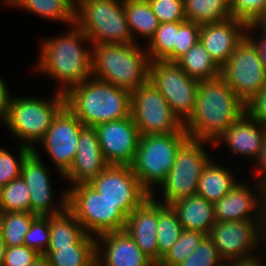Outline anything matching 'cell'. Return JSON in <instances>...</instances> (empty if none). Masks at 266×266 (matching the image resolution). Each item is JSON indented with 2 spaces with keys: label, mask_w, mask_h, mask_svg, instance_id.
Masks as SVG:
<instances>
[{
  "label": "cell",
  "mask_w": 266,
  "mask_h": 266,
  "mask_svg": "<svg viewBox=\"0 0 266 266\" xmlns=\"http://www.w3.org/2000/svg\"><path fill=\"white\" fill-rule=\"evenodd\" d=\"M224 266H244L241 262H227Z\"/></svg>",
  "instance_id": "51"
},
{
  "label": "cell",
  "mask_w": 266,
  "mask_h": 266,
  "mask_svg": "<svg viewBox=\"0 0 266 266\" xmlns=\"http://www.w3.org/2000/svg\"><path fill=\"white\" fill-rule=\"evenodd\" d=\"M176 63L189 77L198 81L212 80L221 76V68L214 62L200 40Z\"/></svg>",
  "instance_id": "30"
},
{
  "label": "cell",
  "mask_w": 266,
  "mask_h": 266,
  "mask_svg": "<svg viewBox=\"0 0 266 266\" xmlns=\"http://www.w3.org/2000/svg\"><path fill=\"white\" fill-rule=\"evenodd\" d=\"M246 112L245 103L219 76L199 81L195 108L184 124L188 138L214 142Z\"/></svg>",
  "instance_id": "2"
},
{
  "label": "cell",
  "mask_w": 266,
  "mask_h": 266,
  "mask_svg": "<svg viewBox=\"0 0 266 266\" xmlns=\"http://www.w3.org/2000/svg\"><path fill=\"white\" fill-rule=\"evenodd\" d=\"M17 158L10 151L0 146V186L7 185L10 181L21 177L22 164L32 152L29 147L19 144Z\"/></svg>",
  "instance_id": "37"
},
{
  "label": "cell",
  "mask_w": 266,
  "mask_h": 266,
  "mask_svg": "<svg viewBox=\"0 0 266 266\" xmlns=\"http://www.w3.org/2000/svg\"><path fill=\"white\" fill-rule=\"evenodd\" d=\"M85 234L81 223L66 208L63 212L50 216V236L46 251L75 245Z\"/></svg>",
  "instance_id": "29"
},
{
  "label": "cell",
  "mask_w": 266,
  "mask_h": 266,
  "mask_svg": "<svg viewBox=\"0 0 266 266\" xmlns=\"http://www.w3.org/2000/svg\"><path fill=\"white\" fill-rule=\"evenodd\" d=\"M7 7L23 9L57 23L75 24V8L67 0H4Z\"/></svg>",
  "instance_id": "27"
},
{
  "label": "cell",
  "mask_w": 266,
  "mask_h": 266,
  "mask_svg": "<svg viewBox=\"0 0 266 266\" xmlns=\"http://www.w3.org/2000/svg\"><path fill=\"white\" fill-rule=\"evenodd\" d=\"M5 249H6V246H5V242L3 240L2 232L0 229V266H2L3 264Z\"/></svg>",
  "instance_id": "50"
},
{
  "label": "cell",
  "mask_w": 266,
  "mask_h": 266,
  "mask_svg": "<svg viewBox=\"0 0 266 266\" xmlns=\"http://www.w3.org/2000/svg\"><path fill=\"white\" fill-rule=\"evenodd\" d=\"M38 150L34 147L25 158L21 169V177L26 182L30 193L31 212L37 216L57 215L67 208V187L58 195L60 198L55 197L56 190H53L55 188L51 182L49 168L42 161ZM55 198L59 199V202Z\"/></svg>",
  "instance_id": "15"
},
{
  "label": "cell",
  "mask_w": 266,
  "mask_h": 266,
  "mask_svg": "<svg viewBox=\"0 0 266 266\" xmlns=\"http://www.w3.org/2000/svg\"><path fill=\"white\" fill-rule=\"evenodd\" d=\"M201 24L192 21L177 22V39L174 45V62H177L197 41Z\"/></svg>",
  "instance_id": "42"
},
{
  "label": "cell",
  "mask_w": 266,
  "mask_h": 266,
  "mask_svg": "<svg viewBox=\"0 0 266 266\" xmlns=\"http://www.w3.org/2000/svg\"><path fill=\"white\" fill-rule=\"evenodd\" d=\"M262 251L261 250V254L258 252V255H255L253 257H250V258H246L244 261H241V263L244 265V266H265L263 264H265V262L263 263V261H265L264 259L262 258H265L261 255H265L266 253V248H265V251L264 253L262 254Z\"/></svg>",
  "instance_id": "48"
},
{
  "label": "cell",
  "mask_w": 266,
  "mask_h": 266,
  "mask_svg": "<svg viewBox=\"0 0 266 266\" xmlns=\"http://www.w3.org/2000/svg\"><path fill=\"white\" fill-rule=\"evenodd\" d=\"M8 85L4 79L0 77V121L3 124L7 118L9 104L12 96L9 95Z\"/></svg>",
  "instance_id": "47"
},
{
  "label": "cell",
  "mask_w": 266,
  "mask_h": 266,
  "mask_svg": "<svg viewBox=\"0 0 266 266\" xmlns=\"http://www.w3.org/2000/svg\"><path fill=\"white\" fill-rule=\"evenodd\" d=\"M149 81L167 100L171 111L185 124L193 114L199 81L189 77L176 62L154 61Z\"/></svg>",
  "instance_id": "12"
},
{
  "label": "cell",
  "mask_w": 266,
  "mask_h": 266,
  "mask_svg": "<svg viewBox=\"0 0 266 266\" xmlns=\"http://www.w3.org/2000/svg\"><path fill=\"white\" fill-rule=\"evenodd\" d=\"M204 236L201 232L183 229L179 240L156 266H178L195 251Z\"/></svg>",
  "instance_id": "36"
},
{
  "label": "cell",
  "mask_w": 266,
  "mask_h": 266,
  "mask_svg": "<svg viewBox=\"0 0 266 266\" xmlns=\"http://www.w3.org/2000/svg\"><path fill=\"white\" fill-rule=\"evenodd\" d=\"M1 199H2V186H0V206H1Z\"/></svg>",
  "instance_id": "53"
},
{
  "label": "cell",
  "mask_w": 266,
  "mask_h": 266,
  "mask_svg": "<svg viewBox=\"0 0 266 266\" xmlns=\"http://www.w3.org/2000/svg\"><path fill=\"white\" fill-rule=\"evenodd\" d=\"M75 24L92 44L135 43L126 21L124 0H81L75 8Z\"/></svg>",
  "instance_id": "7"
},
{
  "label": "cell",
  "mask_w": 266,
  "mask_h": 266,
  "mask_svg": "<svg viewBox=\"0 0 266 266\" xmlns=\"http://www.w3.org/2000/svg\"><path fill=\"white\" fill-rule=\"evenodd\" d=\"M74 8H76L81 0H67Z\"/></svg>",
  "instance_id": "52"
},
{
  "label": "cell",
  "mask_w": 266,
  "mask_h": 266,
  "mask_svg": "<svg viewBox=\"0 0 266 266\" xmlns=\"http://www.w3.org/2000/svg\"><path fill=\"white\" fill-rule=\"evenodd\" d=\"M170 206L176 212L183 229L208 235L215 223L214 204L198 194L178 199Z\"/></svg>",
  "instance_id": "24"
},
{
  "label": "cell",
  "mask_w": 266,
  "mask_h": 266,
  "mask_svg": "<svg viewBox=\"0 0 266 266\" xmlns=\"http://www.w3.org/2000/svg\"><path fill=\"white\" fill-rule=\"evenodd\" d=\"M124 11L133 41L139 43L137 39L141 37L144 38L143 40H145V44H147L155 35L160 25L148 1L124 0Z\"/></svg>",
  "instance_id": "28"
},
{
  "label": "cell",
  "mask_w": 266,
  "mask_h": 266,
  "mask_svg": "<svg viewBox=\"0 0 266 266\" xmlns=\"http://www.w3.org/2000/svg\"><path fill=\"white\" fill-rule=\"evenodd\" d=\"M265 136L266 128L245 112L214 142L213 149L225 143L233 154L245 156L255 163L260 155Z\"/></svg>",
  "instance_id": "23"
},
{
  "label": "cell",
  "mask_w": 266,
  "mask_h": 266,
  "mask_svg": "<svg viewBox=\"0 0 266 266\" xmlns=\"http://www.w3.org/2000/svg\"><path fill=\"white\" fill-rule=\"evenodd\" d=\"M86 44L92 46L88 36L76 24L69 26L60 36L45 38L39 45L36 71L58 81L61 86L56 91L65 95L92 77V49Z\"/></svg>",
  "instance_id": "1"
},
{
  "label": "cell",
  "mask_w": 266,
  "mask_h": 266,
  "mask_svg": "<svg viewBox=\"0 0 266 266\" xmlns=\"http://www.w3.org/2000/svg\"><path fill=\"white\" fill-rule=\"evenodd\" d=\"M212 239L205 235L195 251L178 266H224Z\"/></svg>",
  "instance_id": "39"
},
{
  "label": "cell",
  "mask_w": 266,
  "mask_h": 266,
  "mask_svg": "<svg viewBox=\"0 0 266 266\" xmlns=\"http://www.w3.org/2000/svg\"><path fill=\"white\" fill-rule=\"evenodd\" d=\"M29 189L22 177L10 181L2 186L0 213L31 212Z\"/></svg>",
  "instance_id": "35"
},
{
  "label": "cell",
  "mask_w": 266,
  "mask_h": 266,
  "mask_svg": "<svg viewBox=\"0 0 266 266\" xmlns=\"http://www.w3.org/2000/svg\"><path fill=\"white\" fill-rule=\"evenodd\" d=\"M177 39V22L161 23L155 35L145 45L151 62H174V45Z\"/></svg>",
  "instance_id": "33"
},
{
  "label": "cell",
  "mask_w": 266,
  "mask_h": 266,
  "mask_svg": "<svg viewBox=\"0 0 266 266\" xmlns=\"http://www.w3.org/2000/svg\"><path fill=\"white\" fill-rule=\"evenodd\" d=\"M37 217L33 212L0 213V229L6 247L24 245V238Z\"/></svg>",
  "instance_id": "34"
},
{
  "label": "cell",
  "mask_w": 266,
  "mask_h": 266,
  "mask_svg": "<svg viewBox=\"0 0 266 266\" xmlns=\"http://www.w3.org/2000/svg\"><path fill=\"white\" fill-rule=\"evenodd\" d=\"M186 132L140 136L134 161L130 165L141 186L157 195L159 187L170 172L177 150L188 140Z\"/></svg>",
  "instance_id": "6"
},
{
  "label": "cell",
  "mask_w": 266,
  "mask_h": 266,
  "mask_svg": "<svg viewBox=\"0 0 266 266\" xmlns=\"http://www.w3.org/2000/svg\"><path fill=\"white\" fill-rule=\"evenodd\" d=\"M78 151L70 169L63 175L69 181V187L89 183L97 177L109 164L103 157L94 127H84L77 143Z\"/></svg>",
  "instance_id": "21"
},
{
  "label": "cell",
  "mask_w": 266,
  "mask_h": 266,
  "mask_svg": "<svg viewBox=\"0 0 266 266\" xmlns=\"http://www.w3.org/2000/svg\"><path fill=\"white\" fill-rule=\"evenodd\" d=\"M255 162V173L252 172L254 175L253 178L254 180L260 181L261 183L266 185V136L260 151V155Z\"/></svg>",
  "instance_id": "46"
},
{
  "label": "cell",
  "mask_w": 266,
  "mask_h": 266,
  "mask_svg": "<svg viewBox=\"0 0 266 266\" xmlns=\"http://www.w3.org/2000/svg\"><path fill=\"white\" fill-rule=\"evenodd\" d=\"M227 168L212 158L199 177L197 194L213 204L223 198L238 183L236 175Z\"/></svg>",
  "instance_id": "25"
},
{
  "label": "cell",
  "mask_w": 266,
  "mask_h": 266,
  "mask_svg": "<svg viewBox=\"0 0 266 266\" xmlns=\"http://www.w3.org/2000/svg\"><path fill=\"white\" fill-rule=\"evenodd\" d=\"M266 0H229L232 17L247 24H264Z\"/></svg>",
  "instance_id": "38"
},
{
  "label": "cell",
  "mask_w": 266,
  "mask_h": 266,
  "mask_svg": "<svg viewBox=\"0 0 266 266\" xmlns=\"http://www.w3.org/2000/svg\"><path fill=\"white\" fill-rule=\"evenodd\" d=\"M28 266H50L49 261L45 255H39L35 261L30 263Z\"/></svg>",
  "instance_id": "49"
},
{
  "label": "cell",
  "mask_w": 266,
  "mask_h": 266,
  "mask_svg": "<svg viewBox=\"0 0 266 266\" xmlns=\"http://www.w3.org/2000/svg\"><path fill=\"white\" fill-rule=\"evenodd\" d=\"M84 127L85 125L64 106L38 143L50 156L59 177H64L70 169L78 151L79 134Z\"/></svg>",
  "instance_id": "16"
},
{
  "label": "cell",
  "mask_w": 266,
  "mask_h": 266,
  "mask_svg": "<svg viewBox=\"0 0 266 266\" xmlns=\"http://www.w3.org/2000/svg\"><path fill=\"white\" fill-rule=\"evenodd\" d=\"M246 113L266 128V85L245 103Z\"/></svg>",
  "instance_id": "44"
},
{
  "label": "cell",
  "mask_w": 266,
  "mask_h": 266,
  "mask_svg": "<svg viewBox=\"0 0 266 266\" xmlns=\"http://www.w3.org/2000/svg\"><path fill=\"white\" fill-rule=\"evenodd\" d=\"M50 216H37L24 238V245L43 255L49 244Z\"/></svg>",
  "instance_id": "40"
},
{
  "label": "cell",
  "mask_w": 266,
  "mask_h": 266,
  "mask_svg": "<svg viewBox=\"0 0 266 266\" xmlns=\"http://www.w3.org/2000/svg\"><path fill=\"white\" fill-rule=\"evenodd\" d=\"M266 22V4H265V9H264V23Z\"/></svg>",
  "instance_id": "54"
},
{
  "label": "cell",
  "mask_w": 266,
  "mask_h": 266,
  "mask_svg": "<svg viewBox=\"0 0 266 266\" xmlns=\"http://www.w3.org/2000/svg\"><path fill=\"white\" fill-rule=\"evenodd\" d=\"M159 23L184 22V0H147Z\"/></svg>",
  "instance_id": "41"
},
{
  "label": "cell",
  "mask_w": 266,
  "mask_h": 266,
  "mask_svg": "<svg viewBox=\"0 0 266 266\" xmlns=\"http://www.w3.org/2000/svg\"><path fill=\"white\" fill-rule=\"evenodd\" d=\"M248 24L231 17L227 20L201 24L199 40L221 68L246 37Z\"/></svg>",
  "instance_id": "20"
},
{
  "label": "cell",
  "mask_w": 266,
  "mask_h": 266,
  "mask_svg": "<svg viewBox=\"0 0 266 266\" xmlns=\"http://www.w3.org/2000/svg\"><path fill=\"white\" fill-rule=\"evenodd\" d=\"M253 32H256V34H254ZM254 35H257V37H255ZM246 37L256 47L259 58L263 65L266 67V26L264 24L258 23L248 24L246 29Z\"/></svg>",
  "instance_id": "45"
},
{
  "label": "cell",
  "mask_w": 266,
  "mask_h": 266,
  "mask_svg": "<svg viewBox=\"0 0 266 266\" xmlns=\"http://www.w3.org/2000/svg\"><path fill=\"white\" fill-rule=\"evenodd\" d=\"M50 266H96V237L85 234L75 245L46 251Z\"/></svg>",
  "instance_id": "26"
},
{
  "label": "cell",
  "mask_w": 266,
  "mask_h": 266,
  "mask_svg": "<svg viewBox=\"0 0 266 266\" xmlns=\"http://www.w3.org/2000/svg\"><path fill=\"white\" fill-rule=\"evenodd\" d=\"M91 49L93 78L130 92L149 81L151 61L145 45L92 44Z\"/></svg>",
  "instance_id": "4"
},
{
  "label": "cell",
  "mask_w": 266,
  "mask_h": 266,
  "mask_svg": "<svg viewBox=\"0 0 266 266\" xmlns=\"http://www.w3.org/2000/svg\"><path fill=\"white\" fill-rule=\"evenodd\" d=\"M208 236L225 263L241 262L258 255L259 246L266 248V221L215 220Z\"/></svg>",
  "instance_id": "10"
},
{
  "label": "cell",
  "mask_w": 266,
  "mask_h": 266,
  "mask_svg": "<svg viewBox=\"0 0 266 266\" xmlns=\"http://www.w3.org/2000/svg\"><path fill=\"white\" fill-rule=\"evenodd\" d=\"M53 97L43 99L22 95L12 97L8 114L2 124L20 144L34 149L44 137L58 112L65 106V95L54 91Z\"/></svg>",
  "instance_id": "5"
},
{
  "label": "cell",
  "mask_w": 266,
  "mask_h": 266,
  "mask_svg": "<svg viewBox=\"0 0 266 266\" xmlns=\"http://www.w3.org/2000/svg\"><path fill=\"white\" fill-rule=\"evenodd\" d=\"M208 141L188 139L176 153L174 164L165 180L158 187L162 193L163 204L170 205L174 201L197 194L199 177L212 159L205 149ZM164 200V201H162Z\"/></svg>",
  "instance_id": "9"
},
{
  "label": "cell",
  "mask_w": 266,
  "mask_h": 266,
  "mask_svg": "<svg viewBox=\"0 0 266 266\" xmlns=\"http://www.w3.org/2000/svg\"><path fill=\"white\" fill-rule=\"evenodd\" d=\"M187 21L198 24L213 23L232 17L229 0H184Z\"/></svg>",
  "instance_id": "31"
},
{
  "label": "cell",
  "mask_w": 266,
  "mask_h": 266,
  "mask_svg": "<svg viewBox=\"0 0 266 266\" xmlns=\"http://www.w3.org/2000/svg\"><path fill=\"white\" fill-rule=\"evenodd\" d=\"M96 266H156L126 230L96 237Z\"/></svg>",
  "instance_id": "19"
},
{
  "label": "cell",
  "mask_w": 266,
  "mask_h": 266,
  "mask_svg": "<svg viewBox=\"0 0 266 266\" xmlns=\"http://www.w3.org/2000/svg\"><path fill=\"white\" fill-rule=\"evenodd\" d=\"M40 254L25 245L6 247L2 266H28Z\"/></svg>",
  "instance_id": "43"
},
{
  "label": "cell",
  "mask_w": 266,
  "mask_h": 266,
  "mask_svg": "<svg viewBox=\"0 0 266 266\" xmlns=\"http://www.w3.org/2000/svg\"><path fill=\"white\" fill-rule=\"evenodd\" d=\"M67 209L87 234L97 237L105 232L124 230L127 217L88 183L67 188Z\"/></svg>",
  "instance_id": "8"
},
{
  "label": "cell",
  "mask_w": 266,
  "mask_h": 266,
  "mask_svg": "<svg viewBox=\"0 0 266 266\" xmlns=\"http://www.w3.org/2000/svg\"><path fill=\"white\" fill-rule=\"evenodd\" d=\"M249 185L240 180L214 203L215 220L266 221V185L257 180Z\"/></svg>",
  "instance_id": "17"
},
{
  "label": "cell",
  "mask_w": 266,
  "mask_h": 266,
  "mask_svg": "<svg viewBox=\"0 0 266 266\" xmlns=\"http://www.w3.org/2000/svg\"><path fill=\"white\" fill-rule=\"evenodd\" d=\"M157 200V242L159 261L179 240L183 226L178 220L176 212L170 205Z\"/></svg>",
  "instance_id": "32"
},
{
  "label": "cell",
  "mask_w": 266,
  "mask_h": 266,
  "mask_svg": "<svg viewBox=\"0 0 266 266\" xmlns=\"http://www.w3.org/2000/svg\"><path fill=\"white\" fill-rule=\"evenodd\" d=\"M88 184L126 217L150 196L129 165H108Z\"/></svg>",
  "instance_id": "14"
},
{
  "label": "cell",
  "mask_w": 266,
  "mask_h": 266,
  "mask_svg": "<svg viewBox=\"0 0 266 266\" xmlns=\"http://www.w3.org/2000/svg\"><path fill=\"white\" fill-rule=\"evenodd\" d=\"M104 159L109 165H131L138 148L139 131L132 116L95 127Z\"/></svg>",
  "instance_id": "18"
},
{
  "label": "cell",
  "mask_w": 266,
  "mask_h": 266,
  "mask_svg": "<svg viewBox=\"0 0 266 266\" xmlns=\"http://www.w3.org/2000/svg\"><path fill=\"white\" fill-rule=\"evenodd\" d=\"M65 106L86 126L128 118L131 92L93 77L65 94Z\"/></svg>",
  "instance_id": "3"
},
{
  "label": "cell",
  "mask_w": 266,
  "mask_h": 266,
  "mask_svg": "<svg viewBox=\"0 0 266 266\" xmlns=\"http://www.w3.org/2000/svg\"><path fill=\"white\" fill-rule=\"evenodd\" d=\"M221 77L244 103L266 85V67L247 37L221 67Z\"/></svg>",
  "instance_id": "13"
},
{
  "label": "cell",
  "mask_w": 266,
  "mask_h": 266,
  "mask_svg": "<svg viewBox=\"0 0 266 266\" xmlns=\"http://www.w3.org/2000/svg\"><path fill=\"white\" fill-rule=\"evenodd\" d=\"M131 116L140 136L186 132L165 97L150 81L131 92Z\"/></svg>",
  "instance_id": "11"
},
{
  "label": "cell",
  "mask_w": 266,
  "mask_h": 266,
  "mask_svg": "<svg viewBox=\"0 0 266 266\" xmlns=\"http://www.w3.org/2000/svg\"><path fill=\"white\" fill-rule=\"evenodd\" d=\"M156 197V195H150L127 216L124 230L132 237L141 251L157 265L159 249Z\"/></svg>",
  "instance_id": "22"
}]
</instances>
